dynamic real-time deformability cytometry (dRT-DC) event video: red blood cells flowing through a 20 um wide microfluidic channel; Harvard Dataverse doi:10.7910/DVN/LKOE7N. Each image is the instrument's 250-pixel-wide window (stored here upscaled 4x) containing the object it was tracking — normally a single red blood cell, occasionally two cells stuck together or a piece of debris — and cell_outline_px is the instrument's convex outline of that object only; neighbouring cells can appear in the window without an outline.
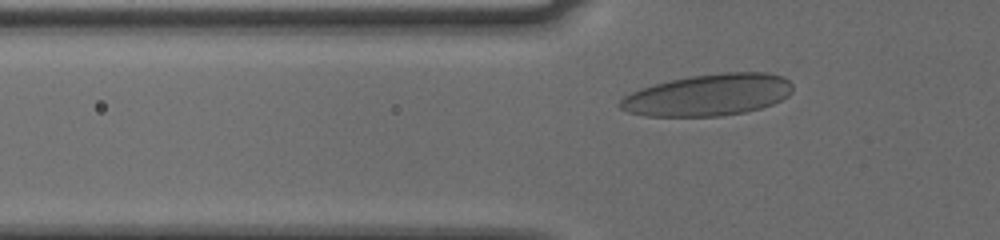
{"species": "human", "species_latin": "Homo sapiens", "temperature_condition": "cold", "stored_images_in_passage": 39, "camera_frame_rate_fps": 3000, "um_per_image_px": 0.085, "donor": {"sex": "male"}, "frame": {"image": 1, "passage_image": 9, "time_ms": 2.667, "image_size_px": [1000, 240], "cell_outline_px": [[792, 92], [788, 96], [772, 104], [760, 108], [744, 112], [720, 116], [644, 116], [628, 112], [620, 108], [616, 104], [624, 96], [640, 88], [672, 80], [692, 76], [720, 72], [768, 72], [784, 76], [792, 84]], "centroid_in_image_um": [60.2, 8.07], "position_along_channel_um": 65.6, "area_um2": 42.02}}
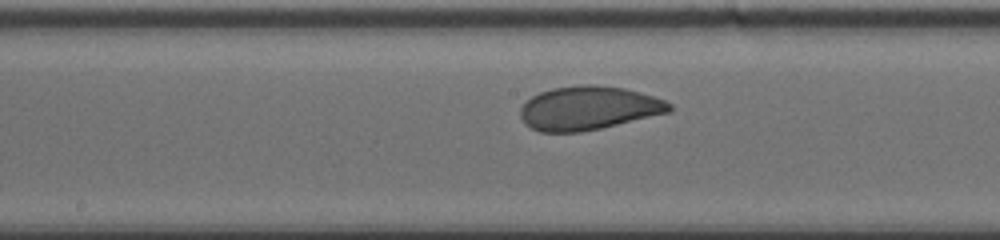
{"frame": {"image": 2, "passage_image": 20, "time_ms": 6.333, "image_size_px": [1000, 240], "cell_outline_px": [[672, 108], [668, 112], [600, 128], [580, 132], [540, 132], [524, 124], [520, 116], [520, 108], [532, 96], [540, 92], [552, 88], [580, 84], [592, 84], [624, 88], [652, 96], [664, 100], [672, 104]], "centroid_in_image_um": [49.98, 9.18], "position_along_channel_um": 198.2, "area_um2": 37.69}}
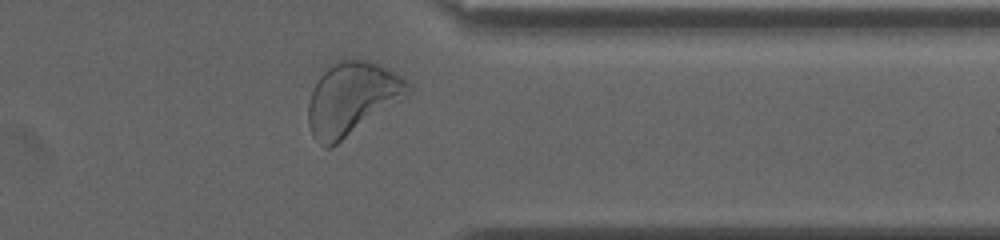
{"frame": {"image": 3, "passage_image": 35, "time_ms": 11.333, "image_size_px": [1000, 240], "cell_outline_px": [[412, 92], [404, 100], [332, 148], [324, 148], [312, 136], [308, 124], [308, 104], [312, 92], [320, 76], [328, 68], [340, 60], [368, 60], [400, 76], [412, 84]], "centroid_in_image_um": [29.94, 8.44], "position_along_channel_um": 381.5, "area_um2": 42.48}, "authors_computed_cell_mechanics": {"area_um2": 38.2058, "velocity_mm_per_s": 3.7333, "shape_relaxation_time_tau1_ms": 5.2924, "shape_relaxation_time_tau2_ms": 0.762, "deformation_change_tau1": 0.1418, "deformation_change_tau2": 0.0543}}